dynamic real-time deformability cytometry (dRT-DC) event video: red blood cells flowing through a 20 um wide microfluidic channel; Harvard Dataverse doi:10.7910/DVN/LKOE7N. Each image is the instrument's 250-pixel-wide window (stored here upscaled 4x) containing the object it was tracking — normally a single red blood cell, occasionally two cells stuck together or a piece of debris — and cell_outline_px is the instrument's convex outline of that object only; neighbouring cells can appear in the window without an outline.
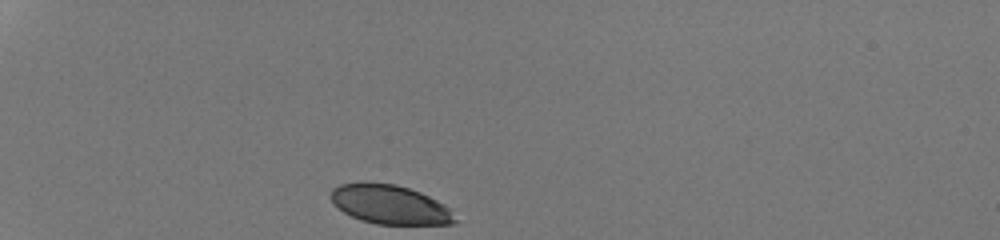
{"species": "human", "species_latin": "Homo sapiens", "temperature_condition": "room temperature", "stored_images_in_passage": 30, "camera_frame_rate_fps": 3000, "um_per_image_px": 0.085, "donor": {"sex": "male"}, "frame": {"image": 1, "passage_image": 1, "time_ms": 0.0, "image_size_px": [1000, 240], "cell_outline_px": [[460, 220], [456, 224], [376, 224], [360, 220], [344, 212], [332, 200], [332, 188], [340, 184], [396, 184], [420, 192], [444, 204]], "centroid_in_image_um": [33.22, 17.42], "position_along_channel_um": 51.8, "area_um2": 27.74}}
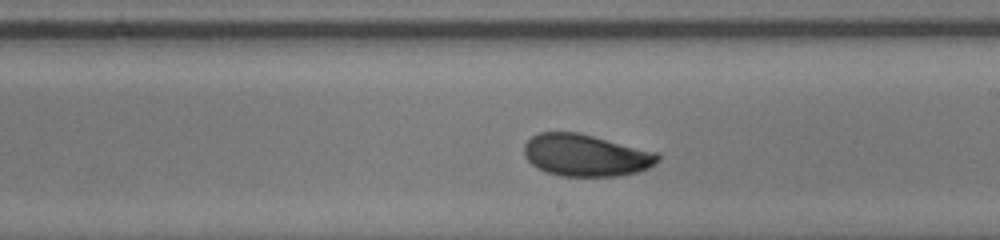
{"frame": {"image": 2, "passage_image": 18, "time_ms": 5.667, "image_size_px": [1000, 240], "cell_outline_px": [[660, 156], [656, 164], [648, 168], [636, 172], [620, 176], [564, 176], [548, 172], [532, 164], [524, 156], [524, 144], [532, 136], [540, 132], [576, 132], [660, 152]], "centroid_in_image_um": [49.83, 13.19], "position_along_channel_um": 239.2, "area_um2": 32.71}}
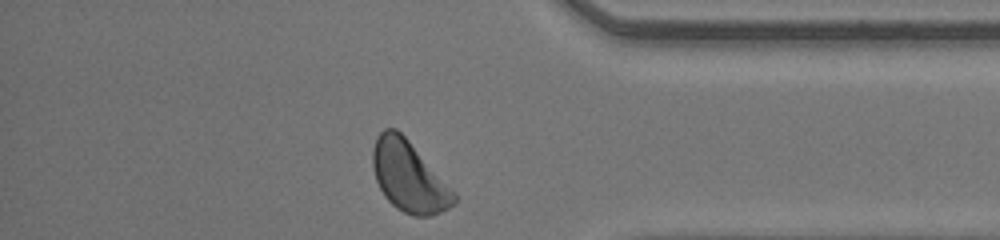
{"frame": {"image": 3, "passage_image": 30, "time_ms": 9.667, "image_size_px": [1000, 240], "cell_outline_px": [[456, 200], [448, 208], [432, 216], [412, 216], [396, 208], [384, 196], [376, 180], [372, 168], [372, 148], [376, 136], [384, 128], [396, 128], [408, 140], [456, 192]], "centroid_in_image_um": [34.73, 15.0], "position_along_channel_um": 400.5, "area_um2": 33.41}, "authors_computed_cell_mechanics": {"area_um2": 32.6859, "velocity_mm_per_s": 4.2541, "shape_relaxation_time_tau1_ms": 3.7525, "shape_relaxation_time_tau2_ms": 1.4499, "deformation_change_tau1": 0.0927, "deformation_change_tau2": 0.056}}